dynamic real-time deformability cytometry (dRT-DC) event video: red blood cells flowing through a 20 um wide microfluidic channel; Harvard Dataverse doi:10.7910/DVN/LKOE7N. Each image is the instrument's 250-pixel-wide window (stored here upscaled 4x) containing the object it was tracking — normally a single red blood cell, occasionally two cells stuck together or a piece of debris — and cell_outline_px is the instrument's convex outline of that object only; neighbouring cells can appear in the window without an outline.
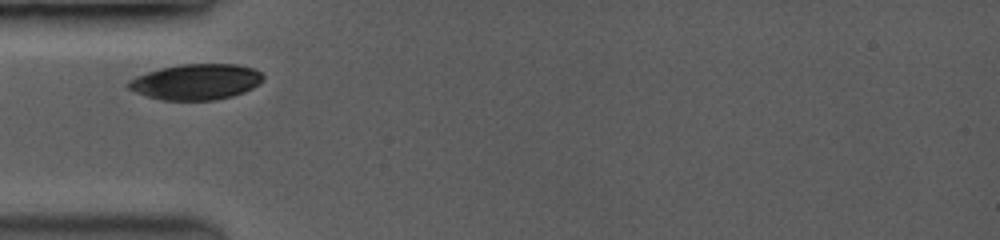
{"species": "common noctule bat (a hibernating species)", "species_latin": "Nyctalus noctula", "temperature_condition": "room temperature", "stored_images_in_passage": 26, "camera_frame_rate_fps": 3500, "um_per_image_px": 0.085, "animal": {"sex": "female", "body_mass_g": 19.0, "forearm_length_mm": 53.3}, "frame": {"image": 1, "passage_image": 1, "time_ms": 0.0, "image_size_px": [1000, 240], "cell_outline_px": [[264, 80], [252, 88], [244, 92], [232, 96], [212, 100], [164, 100], [148, 96], [136, 92], [128, 88], [128, 80], [136, 76], [160, 68], [180, 64], [236, 64], [252, 68], [260, 72], [264, 76]], "centroid_in_image_um": [16.68, 6.95], "position_along_channel_um": 68.3, "area_um2": 27.92}}
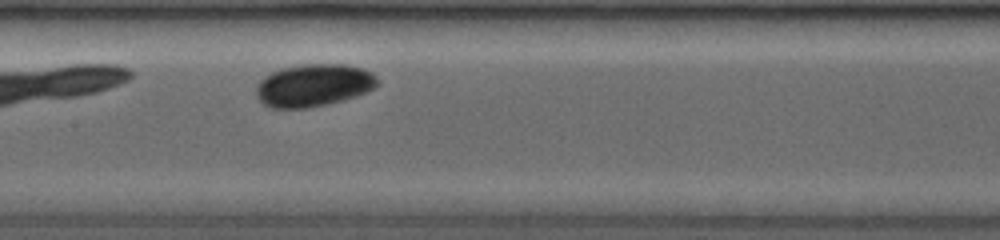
{"frame": {"image": 2, "passage_image": 17, "time_ms": 2.857, "image_size_px": [1000, 240], "cell_outline_px": [[380, 84], [364, 92], [352, 96], [324, 104], [304, 108], [272, 108], [264, 104], [260, 100], [256, 92], [256, 88], [260, 80], [264, 76], [280, 68], [304, 64], [344, 64], [360, 68], [372, 72], [376, 76]], "centroid_in_image_um": [26.63, 7.23], "position_along_channel_um": 180.8, "area_um2": 29.59}}